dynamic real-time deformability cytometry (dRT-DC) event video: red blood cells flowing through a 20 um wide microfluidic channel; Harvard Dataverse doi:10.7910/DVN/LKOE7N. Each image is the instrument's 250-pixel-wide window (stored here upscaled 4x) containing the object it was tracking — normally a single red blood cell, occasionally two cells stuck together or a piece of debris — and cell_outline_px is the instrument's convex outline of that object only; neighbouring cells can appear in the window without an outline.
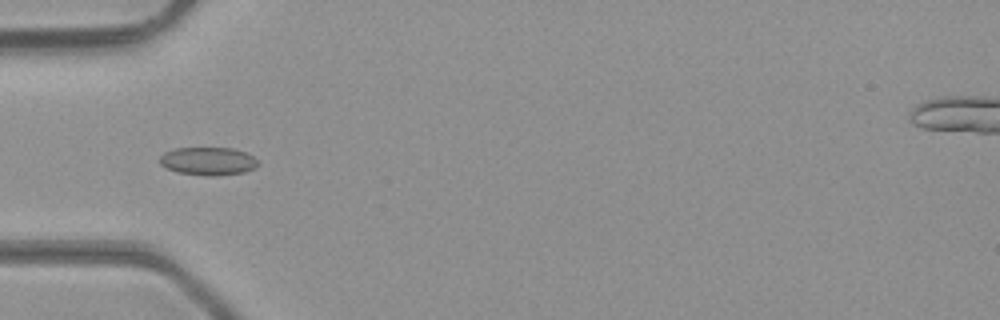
{"species": "common noctule bat (a hibernating species)", "species_latin": "Nyctalus noctula", "temperature_condition": "room temperature", "stored_images_in_passage": 20, "camera_frame_rate_fps": 3000, "um_per_image_px": 0.085, "animal": {"sex": "male", "body_mass_g": 23.1, "forearm_length_mm": 52.7}, "frame": {"image": 1, "passage_image": 6, "time_ms": 1.667, "image_size_px": [1000, 320], "cell_outline_px": [[260, 164], [256, 168], [244, 172], [216, 176], [208, 176], [176, 172], [160, 164], [160, 156], [164, 152], [176, 148], [232, 148], [244, 152], [252, 156]], "centroid_in_image_um": [17.7, 13.7], "position_along_channel_um": 67.3, "area_um2": 16.07}}
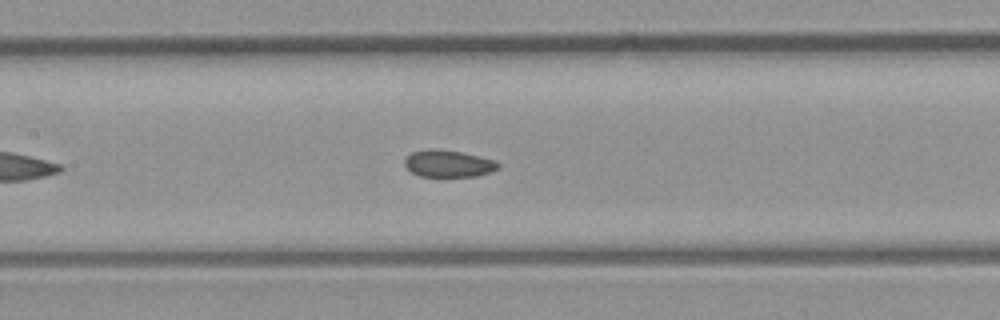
{"frame": {"image": 2, "passage_image": 13, "time_ms": 4.0, "image_size_px": [1000, 320], "cell_outline_px": [[500, 168], [492, 172], [476, 176], [420, 176], [412, 172], [404, 164], [404, 160], [412, 152], [432, 148], [436, 148], [460, 152], [480, 156], [496, 160], [500, 164]], "centroid_in_image_um": [38.16, 13.9], "position_along_channel_um": 169.2, "area_um2": 14.74}}
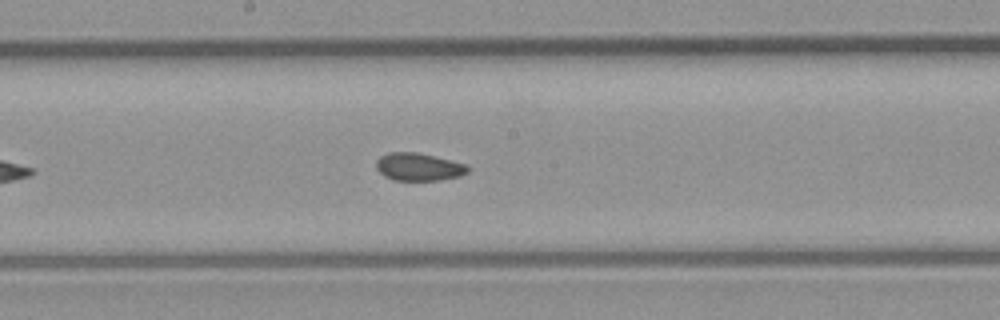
{"frame": {"image": 3, "passage_image": 16, "time_ms": 5.0, "image_size_px": [1000, 320], "cell_outline_px": [[472, 168], [468, 172], [460, 176], [436, 180], [392, 180], [384, 176], [376, 168], [376, 160], [380, 156], [388, 152], [416, 152], [468, 164]], "centroid_in_image_um": [35.6, 14.18], "position_along_channel_um": 212.6, "area_um2": 14.91}}